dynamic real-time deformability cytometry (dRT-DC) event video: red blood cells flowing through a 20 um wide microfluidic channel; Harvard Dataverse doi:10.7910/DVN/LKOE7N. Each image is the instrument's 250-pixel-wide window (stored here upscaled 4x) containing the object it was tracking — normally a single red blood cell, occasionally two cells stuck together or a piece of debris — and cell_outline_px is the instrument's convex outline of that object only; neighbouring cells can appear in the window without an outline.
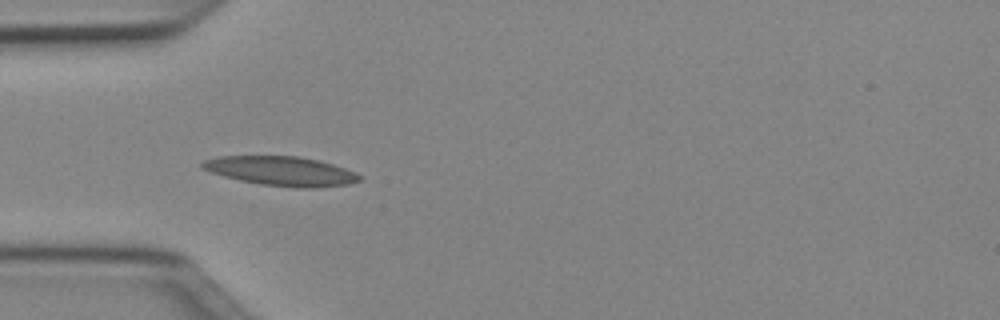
{"species": "Egyptian fruit bat (a non-hibernating species)", "species_latin": "Rousettus aegyptiacus", "temperature_condition": "cold", "stored_images_in_passage": 31, "camera_frame_rate_fps": 3000, "um_per_image_px": 0.085, "animal": {"sex": "female"}, "frame": {"image": 1, "passage_image": 1, "time_ms": 0.0, "image_size_px": [1000, 320], "cell_outline_px": [[360, 180], [348, 184], [316, 188], [296, 188], [260, 184], [240, 180], [224, 176], [200, 168], [200, 164], [204, 160], [220, 156], [296, 156], [316, 160], [332, 164], [344, 168], [360, 176]], "centroid_in_image_um": [23.86, 14.54], "position_along_channel_um": 61.1, "area_um2": 26.59}}
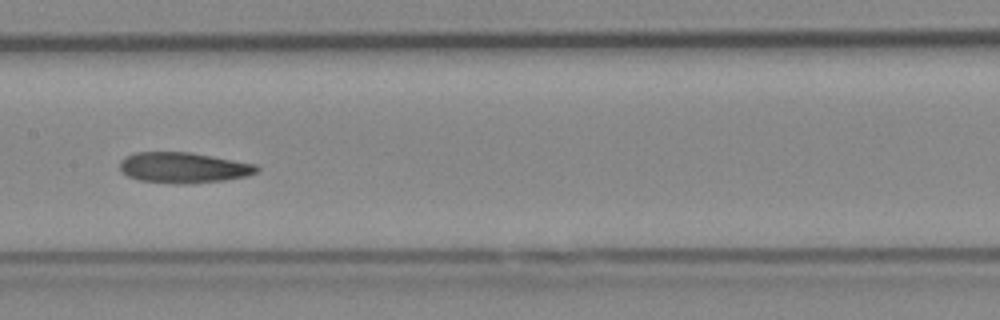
{"frame": {"image": 2, "passage_image": 11, "time_ms": 3.333, "image_size_px": [1000, 320], "cell_outline_px": [[260, 168], [256, 172], [248, 176], [224, 180], [184, 184], [176, 184], [140, 180], [128, 176], [120, 172], [120, 160], [124, 156], [136, 152], [188, 152], [212, 156], [256, 164]], "centroid_in_image_um": [15.57, 14.25], "position_along_channel_um": 191.8, "area_um2": 24.51}}
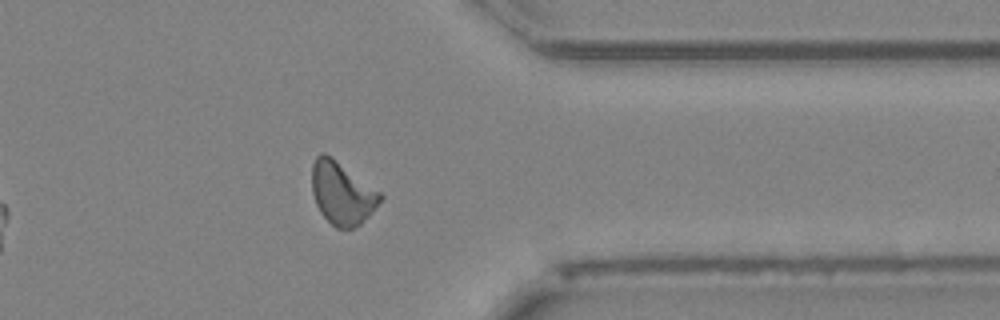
{"frame": {"image": 3, "passage_image": 26, "time_ms": 8.333, "image_size_px": [1000, 320], "cell_outline_px": [[384, 196], [372, 212], [360, 224], [352, 228], [336, 228], [320, 212], [316, 204], [312, 192], [312, 164], [316, 156], [320, 152], [324, 152], [332, 156], [380, 192]], "centroid_in_image_um": [29.05, 16.39], "position_along_channel_um": 382.3, "area_um2": 24.85}, "authors_computed_cell_mechanics": {"area_um2": 24.276, "velocity_mm_per_s": 3.987, "shape_relaxation_time_tau1_ms": null, "shape_relaxation_time_tau2_ms": 5.5307, "deformation_change_tau1": null, "deformation_change_tau2": 0.1361}}